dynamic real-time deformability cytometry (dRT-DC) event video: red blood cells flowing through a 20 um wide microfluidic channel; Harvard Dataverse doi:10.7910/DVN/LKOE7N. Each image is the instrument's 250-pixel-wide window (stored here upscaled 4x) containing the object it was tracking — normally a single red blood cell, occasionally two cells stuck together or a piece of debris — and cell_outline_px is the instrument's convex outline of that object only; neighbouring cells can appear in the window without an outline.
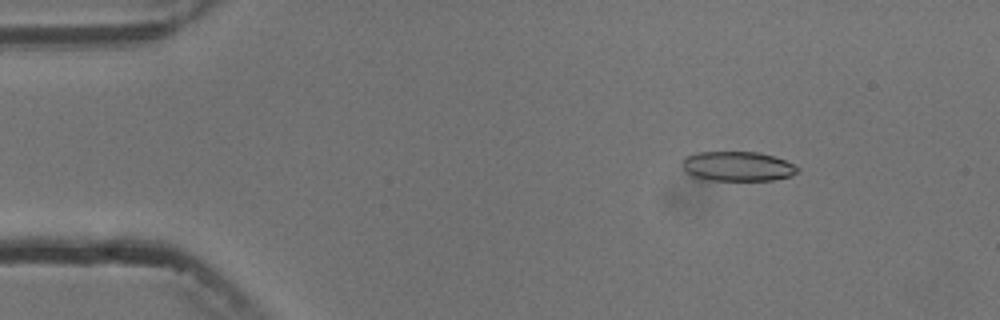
{"species": "common noctule bat (a hibernating species)", "species_latin": "Nyctalus noctula", "temperature_condition": "cold", "stored_images_in_passage": 8, "camera_frame_rate_fps": 3000, "um_per_image_px": 0.085, "animal": {"sex": "male", "body_mass_g": 13.3}, "frame": {"image": 1, "passage_image": 2, "time_ms": 2.333, "image_size_px": [1000, 320], "cell_outline_px": [[800, 168], [792, 176], [772, 180], [708, 180], [692, 176], [680, 164], [684, 156], [696, 152], [756, 152], [772, 156], [784, 160]], "centroid_in_image_um": [62.65, 14.13], "position_along_channel_um": 22.4, "area_um2": 19.88}}
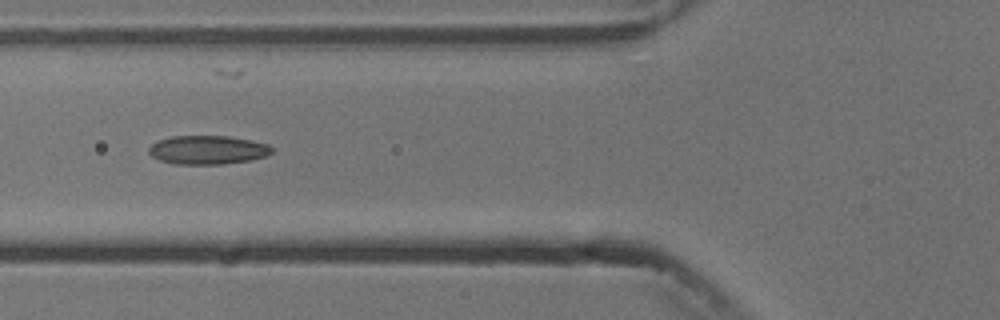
{"frame": {"image": 2, "passage_image": 6, "time_ms": 6.667, "image_size_px": [1000, 320], "cell_outline_px": [[272, 152], [264, 156], [252, 160], [224, 164], [176, 164], [160, 160], [152, 156], [148, 152], [148, 148], [156, 140], [172, 136], [228, 136], [252, 140], [268, 144], [272, 148]], "centroid_in_image_um": [17.64, 12.74], "position_along_channel_um": 108.2, "area_um2": 20.69}}
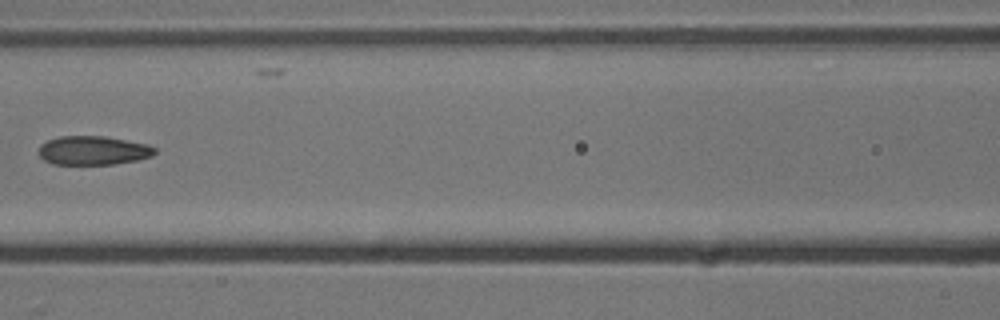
{"frame": {"image": 3, "passage_image": 7, "time_ms": 8.0, "image_size_px": [1000, 320], "cell_outline_px": [[156, 152], [152, 156], [136, 160], [112, 164], [52, 164], [44, 160], [40, 156], [40, 144], [48, 140], [60, 136], [104, 136], [148, 144], [156, 148]], "centroid_in_image_um": [7.92, 12.78], "position_along_channel_um": 158.7, "area_um2": 19.48}}